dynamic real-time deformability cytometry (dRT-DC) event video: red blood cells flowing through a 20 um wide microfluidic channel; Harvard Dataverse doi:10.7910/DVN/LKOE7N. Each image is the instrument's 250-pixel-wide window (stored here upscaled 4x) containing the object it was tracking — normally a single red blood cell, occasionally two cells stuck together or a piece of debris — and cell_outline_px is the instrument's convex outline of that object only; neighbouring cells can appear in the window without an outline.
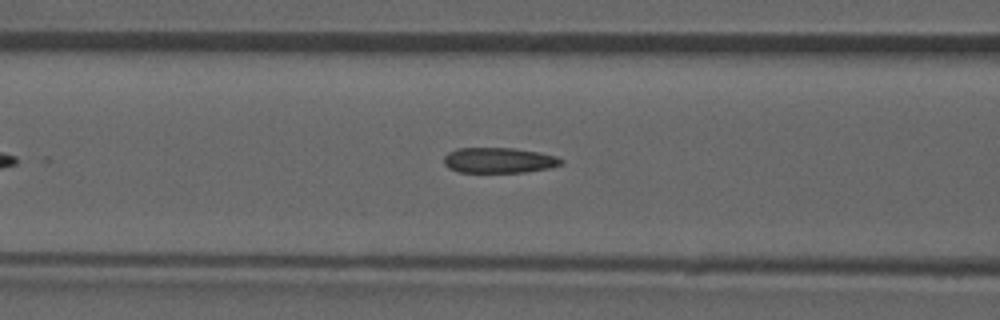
{"species": "common noctule bat (a hibernating species)", "species_latin": "Nyctalus noctula", "temperature_condition": "room temperature", "stored_images_in_passage": 28, "camera_frame_rate_fps": 3000, "um_per_image_px": 0.085, "animal": {"sex": "male", "forearm_length_mm": 52.5}, "frame": {"image": 1, "passage_image": 12, "time_ms": 3.667, "image_size_px": [1000, 320], "cell_outline_px": [[564, 164], [548, 168], [524, 172], [460, 172], [448, 168], [444, 164], [444, 156], [448, 152], [456, 148], [516, 148], [540, 152], [556, 156], [564, 160]], "centroid_in_image_um": [42.42, 13.62], "position_along_channel_um": 124.2, "area_um2": 17.51}}